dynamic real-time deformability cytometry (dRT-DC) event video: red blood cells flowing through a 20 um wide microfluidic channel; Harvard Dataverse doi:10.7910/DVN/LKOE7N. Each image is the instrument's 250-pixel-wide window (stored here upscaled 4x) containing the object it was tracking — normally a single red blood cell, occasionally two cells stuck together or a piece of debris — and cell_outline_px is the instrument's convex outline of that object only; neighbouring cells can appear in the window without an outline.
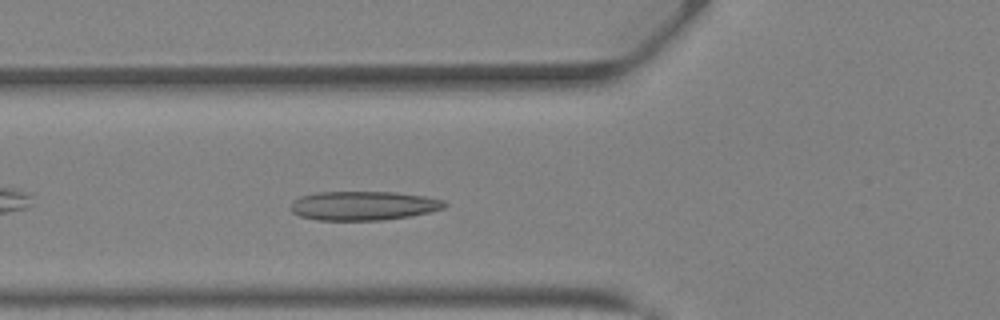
{"species": "Egyptian fruit bat (a non-hibernating species)", "species_latin": "Rousettus aegyptiacus", "temperature_condition": "warm", "stored_images_in_passage": 29, "camera_frame_rate_fps": 3000, "um_per_image_px": 0.085, "animal": {"sex": "female"}, "frame": {"image": 1, "passage_image": 5, "time_ms": 1.333, "image_size_px": [1000, 320], "cell_outline_px": [[448, 204], [444, 208], [428, 212], [408, 216], [380, 220], [320, 220], [300, 216], [292, 212], [288, 208], [292, 200], [300, 196], [316, 192], [396, 192], [424, 196], [444, 200]], "centroid_in_image_um": [30.84, 17.47], "position_along_channel_um": 95.0, "area_um2": 26.13}}
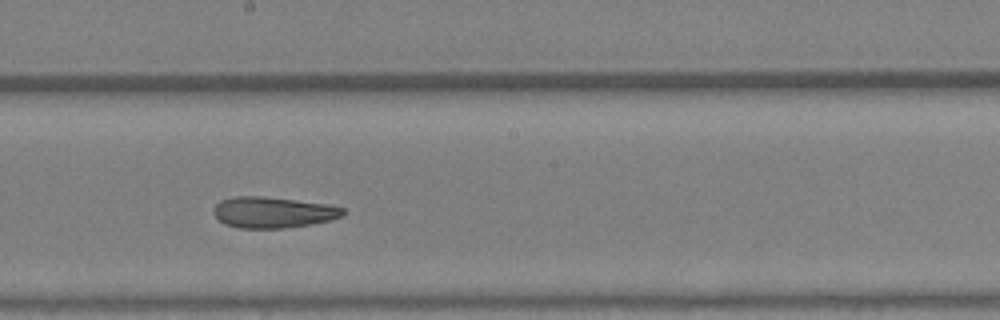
{"frame": {"image": 2, "passage_image": 13, "time_ms": 4.0, "image_size_px": [1000, 320], "cell_outline_px": [[348, 212], [344, 216], [332, 220], [312, 224], [284, 228], [240, 228], [224, 224], [212, 212], [212, 208], [220, 200], [236, 196], [264, 196], [328, 204], [348, 208]], "centroid_in_image_um": [23.27, 18.04], "position_along_channel_um": 224.9, "area_um2": 23.81}}
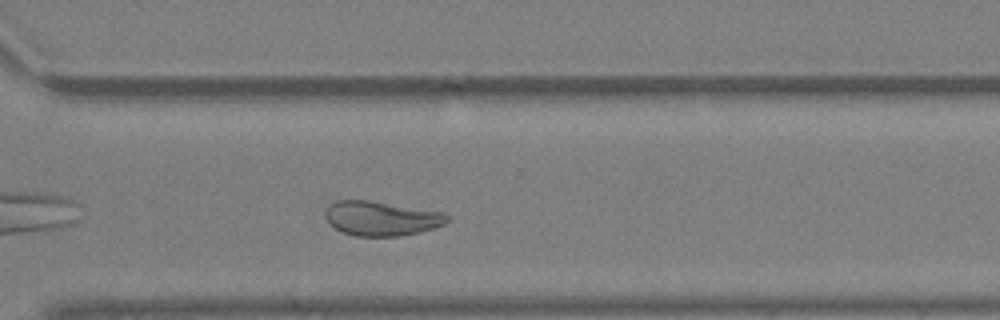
{"frame": {"image": 3, "passage_image": 20, "time_ms": 6.333, "image_size_px": [1000, 320], "cell_outline_px": [[448, 220], [444, 224], [420, 232], [400, 236], [356, 236], [344, 232], [336, 228], [324, 216], [324, 212], [328, 204], [336, 200], [368, 200], [444, 212], [448, 216]], "centroid_in_image_um": [32.4, 18.55], "position_along_channel_um": 338.2, "area_um2": 24.39}, "authors_computed_cell_mechanics": {"area_um2": 25.2586, "velocity_mm_per_s": 4.8727, "shape_relaxation_time_tau1_ms": null, "shape_relaxation_time_tau2_ms": 1.9776, "deformation_change_tau1": null, "deformation_change_tau2": 0.0774}}